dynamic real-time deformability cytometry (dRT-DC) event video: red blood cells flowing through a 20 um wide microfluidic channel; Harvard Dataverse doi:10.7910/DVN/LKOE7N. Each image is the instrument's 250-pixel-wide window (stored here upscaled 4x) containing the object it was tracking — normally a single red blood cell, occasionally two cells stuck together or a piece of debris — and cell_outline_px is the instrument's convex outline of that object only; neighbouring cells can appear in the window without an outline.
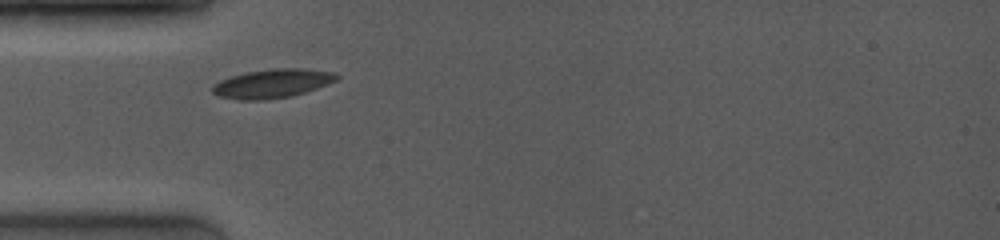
{"species": "common noctule bat (a hibernating species)", "species_latin": "Nyctalus noctula", "temperature_condition": "room temperature", "stored_images_in_passage": 40, "camera_frame_rate_fps": 4000, "um_per_image_px": 0.085, "animal": {"sex": "female", "body_mass_g": 19.0, "forearm_length_mm": 53.3}, "frame": {"image": 1, "passage_image": 1, "time_ms": 0.0, "image_size_px": [1000, 240], "cell_outline_px": [[340, 76], [336, 80], [328, 84], [292, 96], [264, 100], [240, 100], [220, 96], [212, 92], [212, 84], [220, 80], [232, 76], [248, 72], [272, 68], [304, 68], [336, 72]], "centroid_in_image_um": [23.17, 7.09], "position_along_channel_um": 61.8, "area_um2": 20.92}}
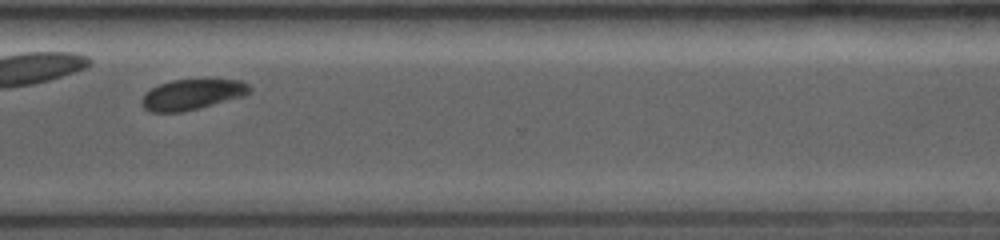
{"frame": {"image": 2, "passage_image": 31, "time_ms": 7.25, "image_size_px": [1000, 240], "cell_outline_px": [[252, 92], [244, 96], [180, 112], [152, 112], [144, 108], [140, 104], [140, 100], [152, 88], [160, 84], [172, 80], [240, 80], [248, 84], [252, 88]], "centroid_in_image_um": [16.34, 8.03], "position_along_channel_um": 354.3, "area_um2": 18.84}}
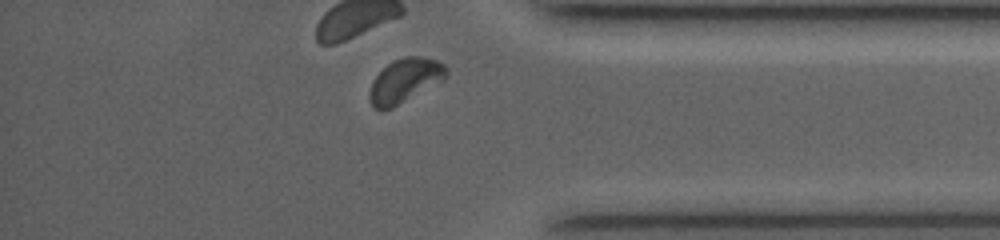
{"frame": {"image": 3, "passage_image": 36, "time_ms": 8.5, "image_size_px": [1000, 240], "cell_outline_px": [[448, 76], [444, 80], [392, 108], [380, 112], [372, 108], [368, 96], [368, 92], [372, 80], [388, 64], [404, 56], [420, 56], [436, 60], [444, 64], [448, 68]], "centroid_in_image_um": [34.4, 6.88], "position_along_channel_um": 400.8, "area_um2": 20.0}, "authors_computed_cell_mechanics": {"area_um2": 20.2589, "velocity_mm_per_s": 4.0494, "shape_relaxation_time_tau1_ms": 2.0441, "shape_relaxation_time_tau2_ms": null, "deformation_change_tau1": 0.0744, "deformation_change_tau2": null}}